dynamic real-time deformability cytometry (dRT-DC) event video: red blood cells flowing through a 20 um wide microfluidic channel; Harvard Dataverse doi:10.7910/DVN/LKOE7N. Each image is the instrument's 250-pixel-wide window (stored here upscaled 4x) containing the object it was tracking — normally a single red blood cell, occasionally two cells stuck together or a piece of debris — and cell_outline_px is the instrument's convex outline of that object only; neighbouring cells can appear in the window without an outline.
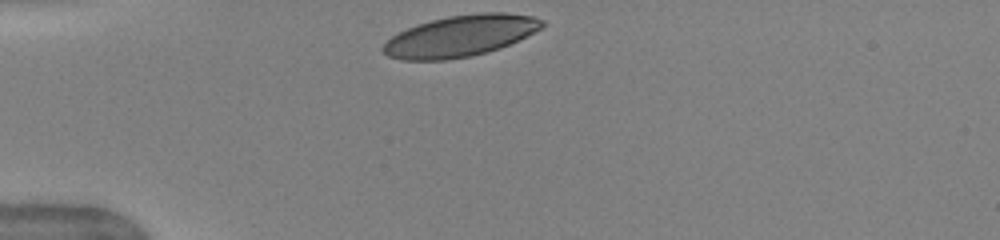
{"species": "human", "species_latin": "Homo sapiens", "temperature_condition": "warm", "stored_images_in_passage": 31, "camera_frame_rate_fps": 3000, "um_per_image_px": 0.085, "donor": {"sex": "female"}, "frame": {"image": 1, "passage_image": 1, "time_ms": 0.0, "image_size_px": [1000, 240], "cell_outline_px": [[548, 24], [500, 48], [472, 56], [444, 60], [400, 60], [388, 56], [380, 48], [392, 36], [416, 24], [448, 16], [480, 12], [504, 12], [532, 16], [544, 20]], "centroid_in_image_um": [39.11, 3.05], "position_along_channel_um": 45.9, "area_um2": 38.03}}
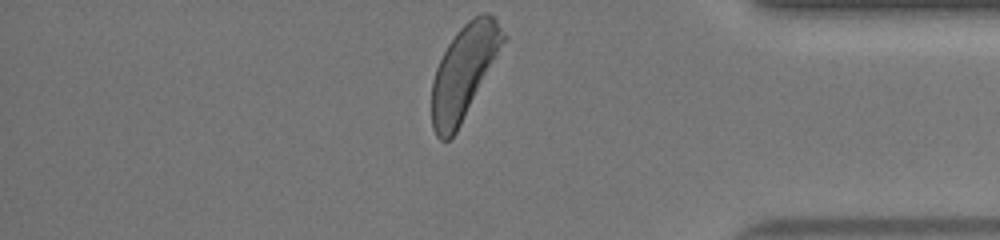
{"frame": {"image": 2, "passage_image": 31, "time_ms": 10.0, "image_size_px": [1000, 240], "cell_outline_px": [[508, 36], [456, 132], [448, 140], [440, 140], [436, 136], [432, 128], [432, 80], [436, 68], [448, 44], [456, 32], [472, 16], [484, 12], [488, 12], [496, 20]], "centroid_in_image_um": [39.43, 6.08], "position_along_channel_um": 395.8, "area_um2": 38.44}, "authors_computed_cell_mechanics": {"area_um2": 39.304, "velocity_mm_per_s": 3.9643, "shape_relaxation_time_tau1_ms": 3.1033, "shape_relaxation_time_tau2_ms": 0.9217, "deformation_change_tau1": 0.1366, "deformation_change_tau2": 0.0723}}